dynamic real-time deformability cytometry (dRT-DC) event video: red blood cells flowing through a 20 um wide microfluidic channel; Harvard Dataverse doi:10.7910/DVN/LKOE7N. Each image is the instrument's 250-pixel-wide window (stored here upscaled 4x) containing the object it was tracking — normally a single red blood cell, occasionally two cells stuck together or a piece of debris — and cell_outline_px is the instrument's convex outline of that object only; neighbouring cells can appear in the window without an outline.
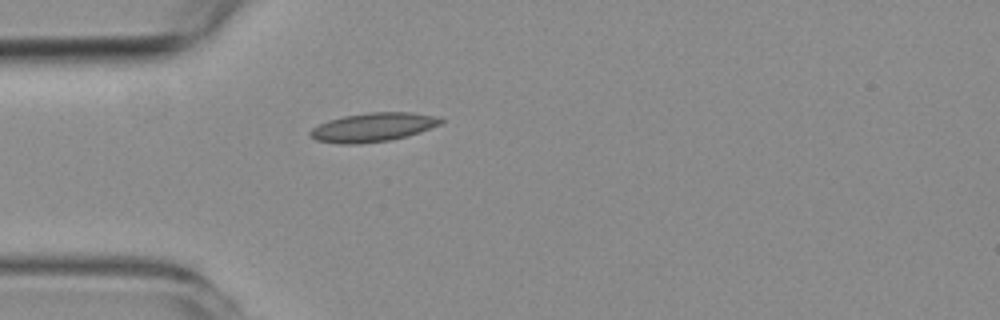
{"species": "common noctule bat (a hibernating species)", "species_latin": "Nyctalus noctula", "temperature_condition": "room temperature", "stored_images_in_passage": 18, "camera_frame_rate_fps": 3000, "um_per_image_px": 0.085, "animal": {"sex": "female", "body_mass_g": 19.3, "forearm_length_mm": 54.1}, "frame": {"image": 1, "passage_image": 1, "time_ms": 0.0, "image_size_px": [1000, 320], "cell_outline_px": [[444, 120], [440, 124], [420, 132], [408, 136], [388, 140], [360, 144], [340, 144], [316, 140], [308, 132], [312, 128], [328, 120], [344, 116], [368, 112], [412, 112], [432, 116]], "centroid_in_image_um": [31.68, 10.82], "position_along_channel_um": 53.3, "area_um2": 21.79}}
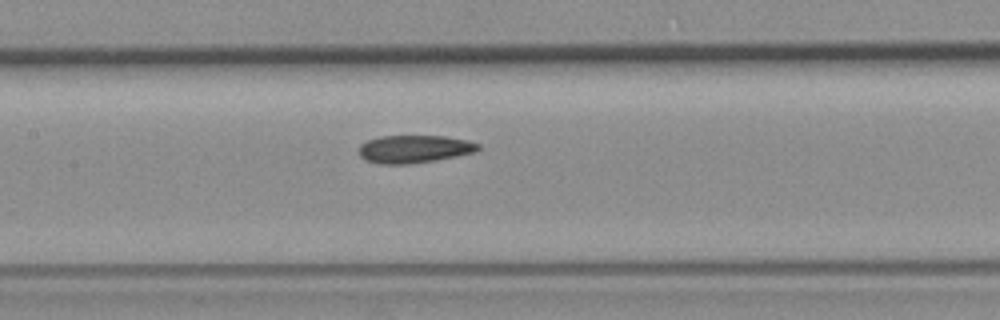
{"frame": {"image": 2, "passage_image": 11, "time_ms": 3.333, "image_size_px": [1000, 320], "cell_outline_px": [[480, 148], [476, 152], [456, 156], [408, 164], [380, 164], [364, 160], [360, 156], [360, 144], [368, 140], [380, 136], [444, 136], [468, 140], [480, 144]], "centroid_in_image_um": [35.21, 12.66], "position_along_channel_um": 172.2, "area_um2": 19.25}}
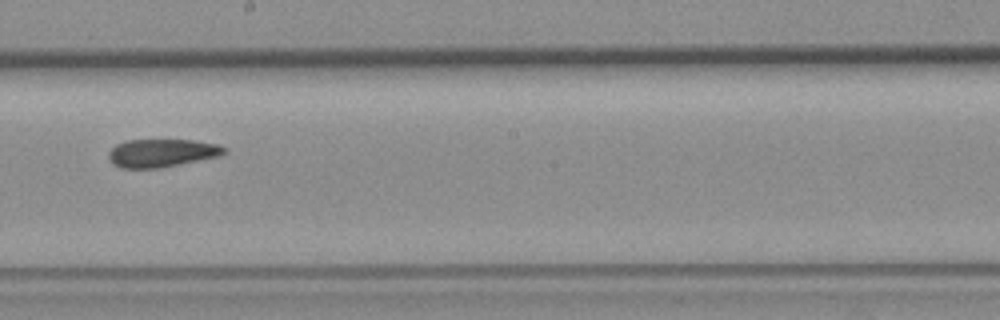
{"frame": {"image": 3, "passage_image": 16, "time_ms": 5.0, "image_size_px": [1000, 320], "cell_outline_px": [[224, 152], [220, 156], [160, 168], [120, 168], [112, 164], [108, 160], [108, 152], [116, 144], [124, 140], [192, 140], [216, 144], [224, 148]], "centroid_in_image_um": [13.67, 13.01], "position_along_channel_um": 234.5, "area_um2": 18.9}}